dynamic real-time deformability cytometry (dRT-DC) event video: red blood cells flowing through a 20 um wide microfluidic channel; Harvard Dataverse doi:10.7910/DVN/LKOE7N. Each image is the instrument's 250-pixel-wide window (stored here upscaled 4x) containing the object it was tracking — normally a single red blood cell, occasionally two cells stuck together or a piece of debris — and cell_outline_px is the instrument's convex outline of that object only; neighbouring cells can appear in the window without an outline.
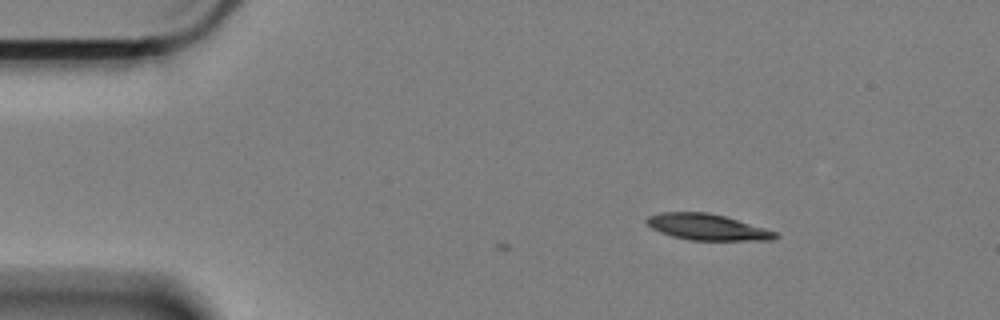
{"species": "Egyptian fruit bat (a non-hibernating species)", "species_latin": "Rousettus aegyptiacus", "temperature_condition": "cold", "stored_images_in_passage": 3, "camera_frame_rate_fps": 3000, "um_per_image_px": 0.085, "animal": {"sex": "female"}, "frame": {"image": 1, "passage_image": 3, "time_ms": 0.667, "image_size_px": [1000, 320], "cell_outline_px": [[780, 236], [772, 240], [688, 240], [672, 236], [660, 232], [652, 228], [644, 220], [648, 216], [660, 212], [708, 212], [724, 216], [764, 228], [776, 232]], "centroid_in_image_um": [60.08, 19.3], "position_along_channel_um": 24.9, "area_um2": 19.48}}